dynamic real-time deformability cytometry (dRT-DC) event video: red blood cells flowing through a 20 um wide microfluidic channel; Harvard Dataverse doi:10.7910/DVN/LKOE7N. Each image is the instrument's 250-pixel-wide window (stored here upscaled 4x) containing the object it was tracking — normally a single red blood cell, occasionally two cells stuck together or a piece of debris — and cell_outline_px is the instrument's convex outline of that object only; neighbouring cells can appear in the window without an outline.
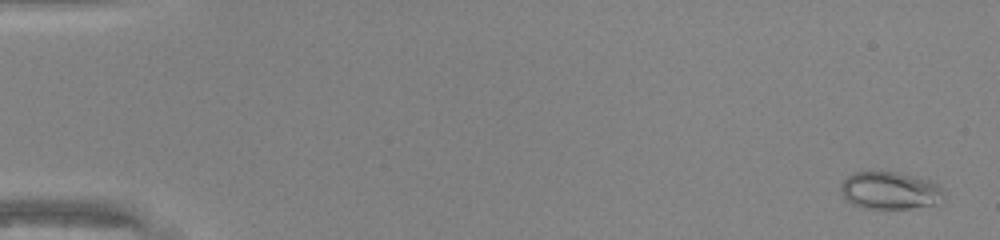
{"species": "common noctule bat (a hibernating species)", "species_latin": "Nyctalus noctula", "temperature_condition": "warm", "stored_images_in_passage": 49, "camera_frame_rate_fps": 3000, "um_per_image_px": 0.085, "animal": {"sex": "male", "body_mass_g": 20.0, "forearm_length_mm": 53.3}, "frame": {"image": 1, "passage_image": 2, "time_ms": 0.333, "image_size_px": [1000, 240], "cell_outline_px": [[944, 196], [932, 204], [912, 208], [864, 208], [852, 204], [844, 200], [840, 192], [840, 184], [848, 176], [856, 172], [896, 172], [928, 180], [936, 184], [940, 188]], "centroid_in_image_um": [75.55, 16.2], "position_along_channel_um": 9.4, "area_um2": 22.14}}
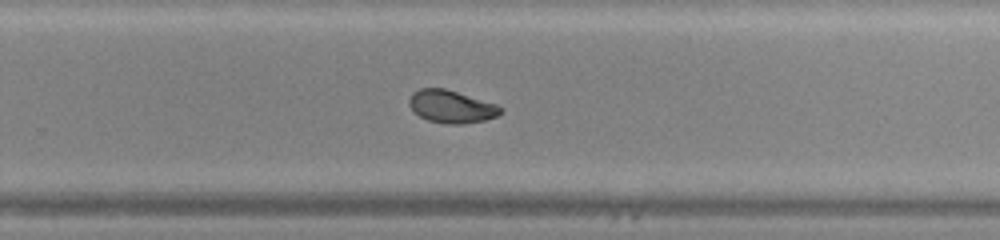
{"frame": {"image": 2, "passage_image": 33, "time_ms": 10.667, "image_size_px": [1000, 240], "cell_outline_px": [[504, 112], [496, 116], [484, 120], [464, 124], [448, 124], [428, 120], [420, 116], [408, 104], [408, 100], [412, 92], [420, 88], [444, 88], [496, 104], [504, 108]], "centroid_in_image_um": [38.37, 9.06], "position_along_channel_um": 291.4, "area_um2": 17.34}}
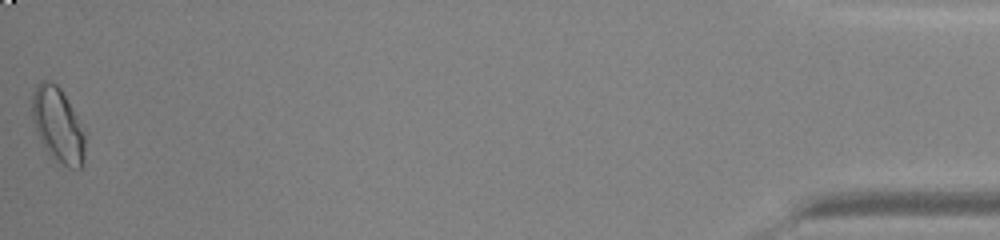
{"frame": {"image": 3, "passage_image": 49, "time_ms": 16.0, "image_size_px": [1000, 240], "cell_outline_px": [[84, 164], [80, 168], [68, 168], [52, 160], [44, 148], [40, 140], [32, 120], [32, 92], [36, 84], [40, 80], [48, 80], [56, 84], [60, 88], [76, 116], [84, 132]], "centroid_in_image_um": [4.89, 10.66], "position_along_channel_um": 430.3, "area_um2": 23.18}, "authors_computed_cell_mechanics": {"area_um2": 18.496, "velocity_mm_per_s": 4.3025, "shape_relaxation_time_tau1_ms": 4.4237, "shape_relaxation_time_tau2_ms": 1.2637, "deformation_change_tau1": 0.1749, "deformation_change_tau2": 0.0568}}